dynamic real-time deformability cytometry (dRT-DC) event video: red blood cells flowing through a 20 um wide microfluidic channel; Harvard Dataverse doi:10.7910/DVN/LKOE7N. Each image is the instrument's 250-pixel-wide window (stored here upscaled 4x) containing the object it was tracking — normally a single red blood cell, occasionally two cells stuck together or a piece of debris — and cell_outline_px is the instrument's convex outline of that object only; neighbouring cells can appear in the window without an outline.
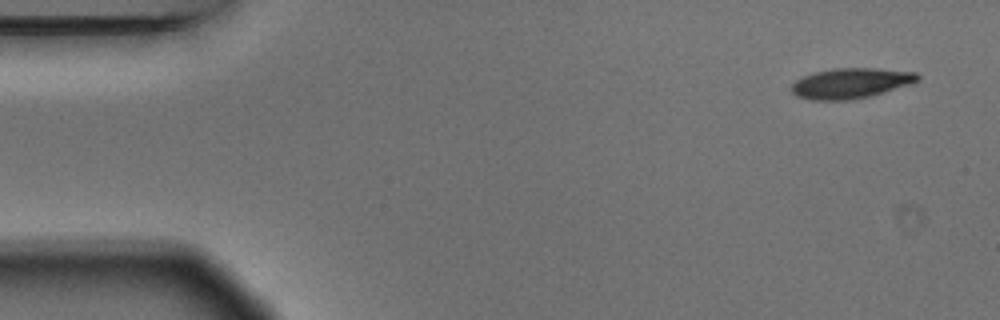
{"species": "Egyptian fruit bat (a non-hibernating species)", "species_latin": "Rousettus aegyptiacus", "temperature_condition": "warm", "stored_images_in_passage": 5, "camera_frame_rate_fps": 3000, "um_per_image_px": 0.085, "animal": {"sex": "male"}, "frame": {"image": 1, "passage_image": 1, "time_ms": 0.0, "image_size_px": [1000, 320], "cell_outline_px": [[920, 80], [912, 84], [872, 96], [848, 100], [812, 100], [796, 96], [792, 92], [792, 84], [796, 80], [804, 76], [816, 72], [832, 68], [876, 68], [916, 72], [920, 76]], "centroid_in_image_um": [72.36, 7.07], "position_along_channel_um": 12.6, "area_um2": 22.43}}
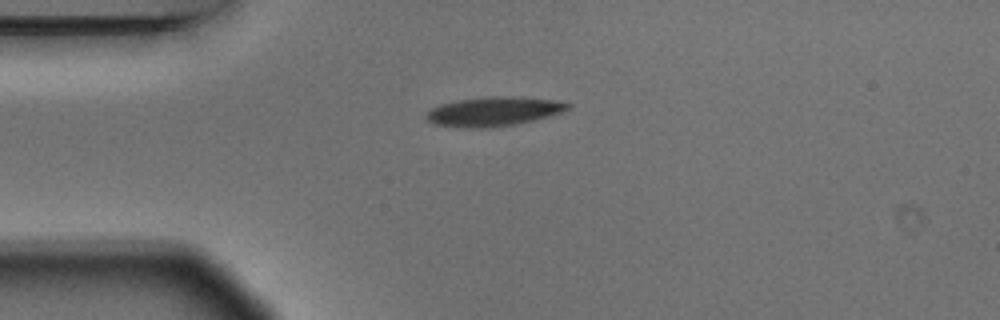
{"frame": {"image": 2, "passage_image": 4, "time_ms": 1.0, "image_size_px": [1000, 320], "cell_outline_px": [[572, 104], [568, 108], [560, 112], [536, 120], [516, 124], [488, 128], [468, 128], [436, 124], [428, 120], [424, 116], [432, 108], [440, 104], [460, 100], [488, 96], [508, 96], [552, 100]], "centroid_in_image_um": [41.94, 9.48], "position_along_channel_um": 43.1, "area_um2": 23.81}}